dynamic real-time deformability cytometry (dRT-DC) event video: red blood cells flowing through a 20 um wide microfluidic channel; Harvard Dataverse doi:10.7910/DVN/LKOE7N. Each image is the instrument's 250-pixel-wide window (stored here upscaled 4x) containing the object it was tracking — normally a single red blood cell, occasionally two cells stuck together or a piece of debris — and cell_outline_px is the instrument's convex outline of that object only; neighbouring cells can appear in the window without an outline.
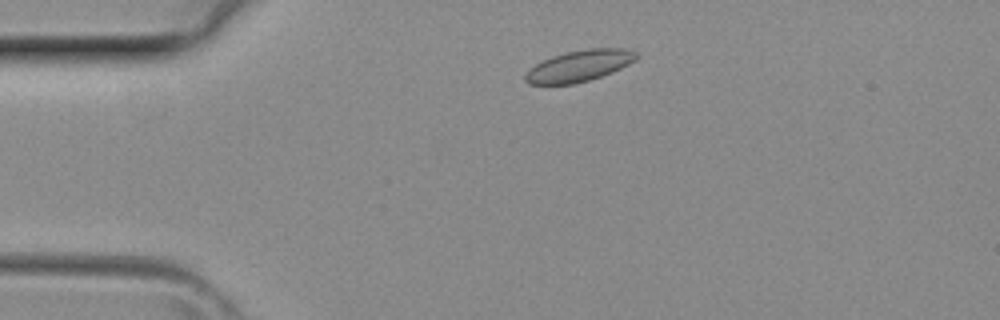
{"species": "common noctule bat (a hibernating species)", "species_latin": "Nyctalus noctula", "temperature_condition": "room temperature", "stored_images_in_passage": 36, "camera_frame_rate_fps": 3000, "um_per_image_px": 0.085, "animal": {"sex": "female", "body_mass_g": 29.2, "forearm_length_mm": 56.3}, "frame": {"image": 1, "passage_image": 4, "time_ms": 1.0, "image_size_px": [1000, 320], "cell_outline_px": [[640, 56], [636, 60], [612, 72], [588, 80], [572, 84], [528, 84], [524, 80], [524, 76], [528, 68], [552, 56], [564, 52], [588, 48], [624, 48], [636, 52]], "centroid_in_image_um": [49.22, 5.59], "position_along_channel_um": 35.8, "area_um2": 20.29}}
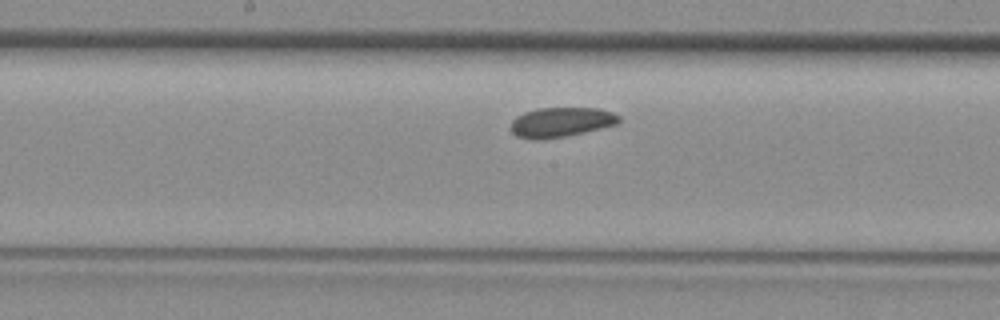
{"frame": {"image": 2, "passage_image": 16, "time_ms": 5.0, "image_size_px": [1000, 320], "cell_outline_px": [[620, 124], [568, 136], [540, 140], [532, 140], [516, 136], [512, 132], [512, 120], [516, 116], [524, 112], [540, 108], [600, 108], [612, 112], [620, 116]], "centroid_in_image_um": [47.72, 10.39], "position_along_channel_um": 200.5, "area_um2": 19.02}}
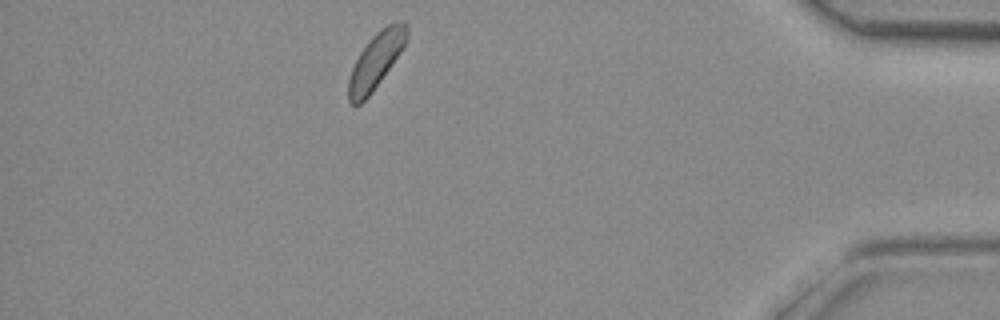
{"frame": {"image": 3, "passage_image": 31, "time_ms": 10.0, "image_size_px": [1000, 320], "cell_outline_px": [[408, 36], [404, 48], [372, 92], [360, 104], [352, 104], [348, 100], [348, 80], [352, 68], [360, 52], [368, 40], [376, 32], [388, 24], [400, 20], [404, 20], [408, 24]], "centroid_in_image_um": [31.98, 5.11], "position_along_channel_um": 403.2, "area_um2": 18.96}}